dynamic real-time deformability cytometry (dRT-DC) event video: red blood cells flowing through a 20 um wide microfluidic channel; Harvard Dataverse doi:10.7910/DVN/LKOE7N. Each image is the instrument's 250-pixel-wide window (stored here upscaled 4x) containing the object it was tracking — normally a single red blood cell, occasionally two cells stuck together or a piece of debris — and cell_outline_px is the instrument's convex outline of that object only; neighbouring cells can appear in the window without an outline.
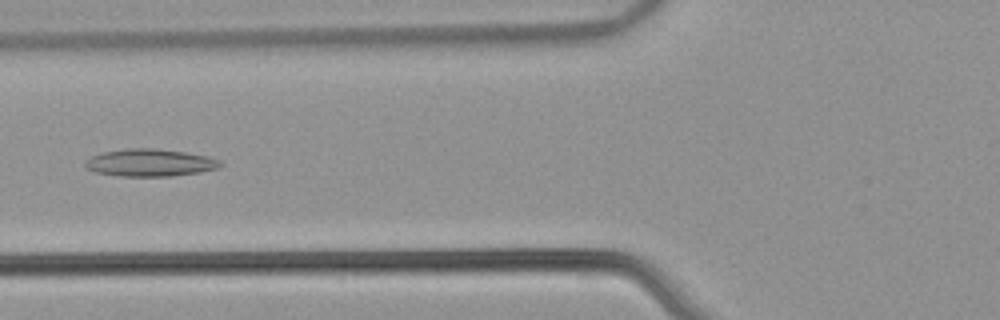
{"species": "common noctule bat (a hibernating species)", "species_latin": "Nyctalus noctula", "temperature_condition": "warm", "stored_images_in_passage": 38, "camera_frame_rate_fps": 3000, "um_per_image_px": 0.085, "animal": {"sex": "male", "body_mass_g": 21.5, "forearm_length_mm": 52.0}, "frame": {"image": 1, "passage_image": 11, "time_ms": 3.333, "image_size_px": [1000, 320], "cell_outline_px": [[224, 164], [216, 168], [200, 172], [172, 176], [116, 176], [92, 172], [84, 168], [84, 164], [92, 156], [104, 152], [128, 148], [152, 148], [184, 152], [208, 156], [220, 160]], "centroid_in_image_um": [12.72, 13.84], "position_along_channel_um": 113.1, "area_um2": 21.62}}
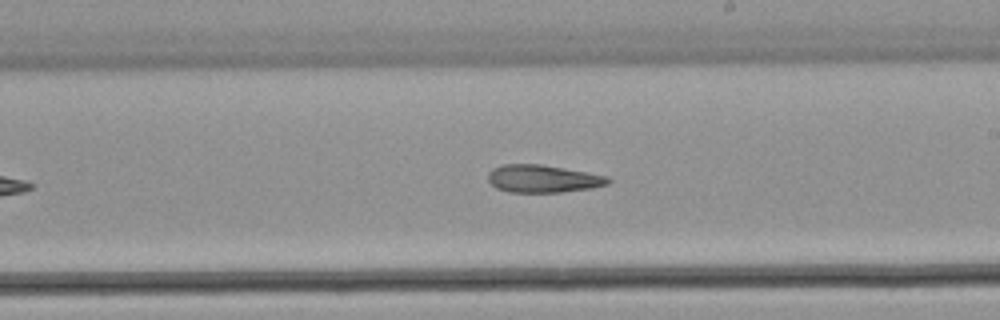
{"frame": {"image": 2, "passage_image": 21, "time_ms": 6.667, "image_size_px": [1000, 320], "cell_outline_px": [[612, 180], [608, 184], [592, 188], [564, 192], [508, 192], [496, 188], [488, 180], [488, 172], [492, 168], [504, 164], [540, 164], [608, 176]], "centroid_in_image_um": [46.14, 15.19], "position_along_channel_um": 242.9, "area_um2": 19.36}}
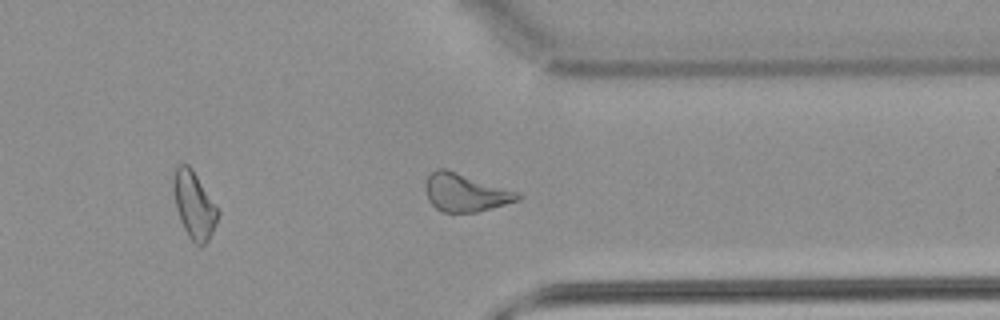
{"frame": {"image": 3, "passage_image": 31, "time_ms": 10.0, "image_size_px": [1000, 320], "cell_outline_px": [[524, 196], [516, 200], [492, 208], [476, 212], [444, 212], [436, 208], [428, 200], [428, 176], [436, 168], [444, 168], [520, 192]], "centroid_in_image_um": [39.6, 16.37], "position_along_channel_um": 371.8, "area_um2": 19.94}}